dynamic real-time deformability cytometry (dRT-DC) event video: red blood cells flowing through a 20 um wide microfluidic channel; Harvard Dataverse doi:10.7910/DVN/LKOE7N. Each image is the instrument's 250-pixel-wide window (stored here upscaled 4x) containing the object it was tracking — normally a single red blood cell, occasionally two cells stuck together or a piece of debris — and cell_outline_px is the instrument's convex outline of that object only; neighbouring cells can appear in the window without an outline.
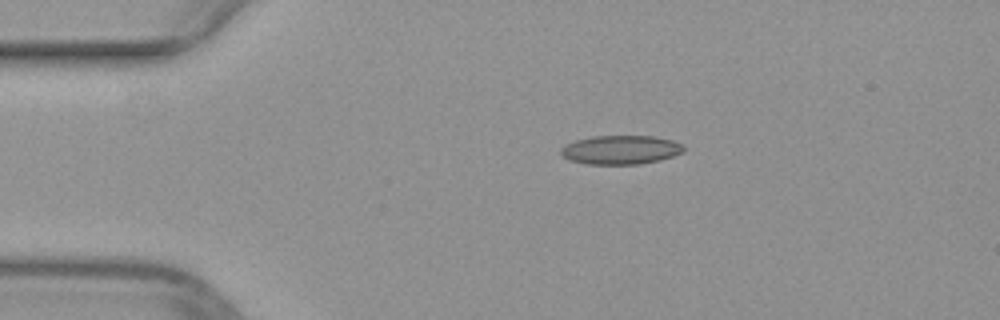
{"species": "common noctule bat (a hibernating species)", "species_latin": "Nyctalus noctula", "temperature_condition": "warm", "stored_images_in_passage": 31, "camera_frame_rate_fps": 3000, "um_per_image_px": 0.085, "animal": {"sex": "female", "body_mass_g": 29.2, "forearm_length_mm": 56.3}, "frame": {"image": 1, "passage_image": 1, "time_ms": 0.0, "image_size_px": [1000, 320], "cell_outline_px": [[684, 152], [660, 160], [640, 164], [588, 164], [568, 160], [560, 156], [560, 148], [564, 144], [576, 140], [592, 136], [652, 136], [672, 140], [684, 144]], "centroid_in_image_um": [52.73, 12.73], "position_along_channel_um": 32.3, "area_um2": 20.92}}
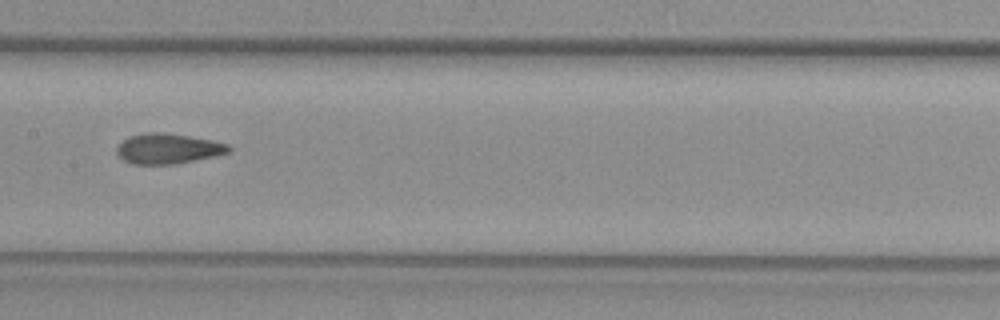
{"frame": {"image": 2, "passage_image": 16, "time_ms": 5.0, "image_size_px": [1000, 320], "cell_outline_px": [[232, 148], [228, 152], [212, 156], [172, 164], [132, 164], [124, 160], [116, 152], [116, 148], [128, 136], [148, 132], [156, 132], [188, 136], [212, 140], [228, 144]], "centroid_in_image_um": [14.25, 12.63], "position_along_channel_um": 193.2, "area_um2": 19.31}}
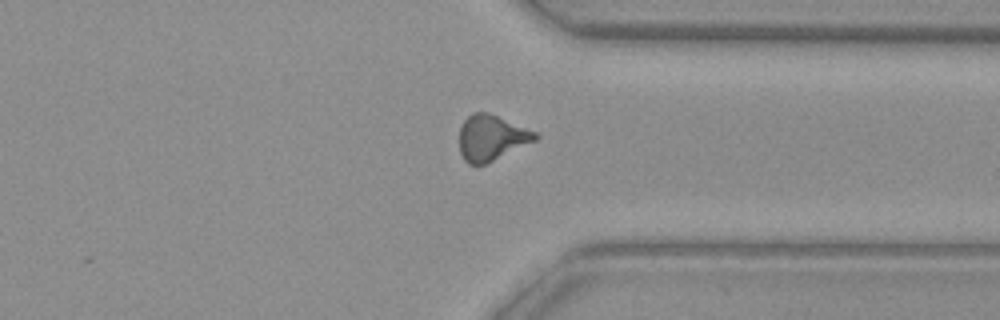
{"frame": {"image": 3, "passage_image": 29, "time_ms": 9.333, "image_size_px": [1000, 320], "cell_outline_px": [[540, 136], [536, 140], [484, 164], [468, 164], [464, 160], [460, 152], [460, 128], [464, 120], [472, 112], [488, 112], [536, 132]], "centroid_in_image_um": [41.75, 11.69], "position_along_channel_um": 369.6, "area_um2": 19.83}}